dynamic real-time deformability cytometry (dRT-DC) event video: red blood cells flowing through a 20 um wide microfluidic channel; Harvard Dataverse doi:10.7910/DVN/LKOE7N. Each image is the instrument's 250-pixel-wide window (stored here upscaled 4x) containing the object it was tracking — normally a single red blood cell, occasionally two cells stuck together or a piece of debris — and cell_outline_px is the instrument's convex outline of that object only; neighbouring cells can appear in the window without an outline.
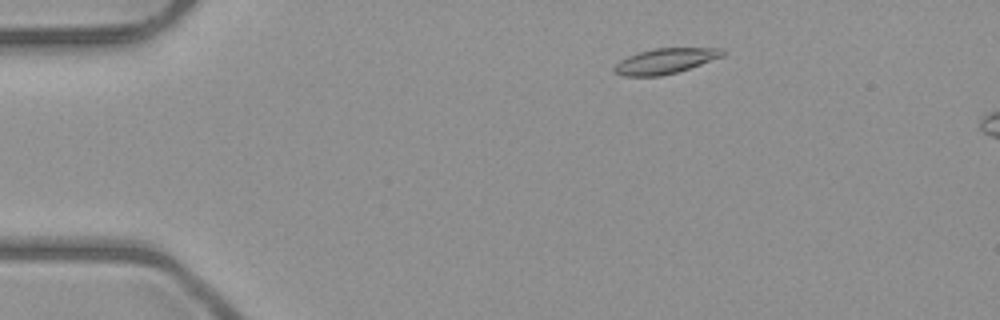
{"species": "common noctule bat (a hibernating species)", "species_latin": "Nyctalus noctula", "temperature_condition": "room temperature", "stored_images_in_passage": 4, "camera_frame_rate_fps": 3000, "um_per_image_px": 0.085, "animal": {"sex": "male", "body_mass_g": 23.1, "forearm_length_mm": 52.7}, "frame": {"image": 1, "passage_image": 1, "time_ms": 0.0, "image_size_px": [1000, 320], "cell_outline_px": [[728, 52], [724, 56], [676, 72], [660, 76], [624, 76], [616, 72], [612, 68], [620, 60], [628, 56], [640, 52], [656, 48], [724, 48]], "centroid_in_image_um": [56.58, 5.17], "position_along_channel_um": 28.4, "area_um2": 15.84}}